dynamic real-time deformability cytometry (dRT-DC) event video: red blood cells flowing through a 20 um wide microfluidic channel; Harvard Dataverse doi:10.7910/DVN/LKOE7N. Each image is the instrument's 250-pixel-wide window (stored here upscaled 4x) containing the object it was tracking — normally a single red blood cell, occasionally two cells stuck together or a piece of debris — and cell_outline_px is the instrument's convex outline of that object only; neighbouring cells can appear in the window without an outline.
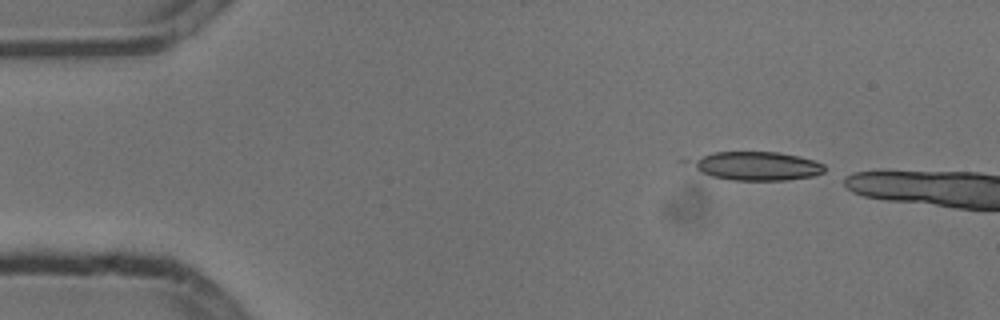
{"species": "common noctule bat (a hibernating species)", "species_latin": "Nyctalus noctula", "temperature_condition": "cold", "stored_images_in_passage": 3, "camera_frame_rate_fps": 3000, "um_per_image_px": 0.085, "animal": {"sex": "male", "body_mass_g": 13.3}, "frame": {"image": 1, "passage_image": 1, "time_ms": 0.0, "image_size_px": [1000, 320], "cell_outline_px": [[824, 172], [812, 176], [788, 180], [732, 180], [712, 176], [700, 172], [680, 164], [676, 160], [712, 152], [780, 152], [800, 156], [816, 160], [824, 164]], "centroid_in_image_um": [64.08, 14.08], "position_along_channel_um": 20.9, "area_um2": 23.41}}